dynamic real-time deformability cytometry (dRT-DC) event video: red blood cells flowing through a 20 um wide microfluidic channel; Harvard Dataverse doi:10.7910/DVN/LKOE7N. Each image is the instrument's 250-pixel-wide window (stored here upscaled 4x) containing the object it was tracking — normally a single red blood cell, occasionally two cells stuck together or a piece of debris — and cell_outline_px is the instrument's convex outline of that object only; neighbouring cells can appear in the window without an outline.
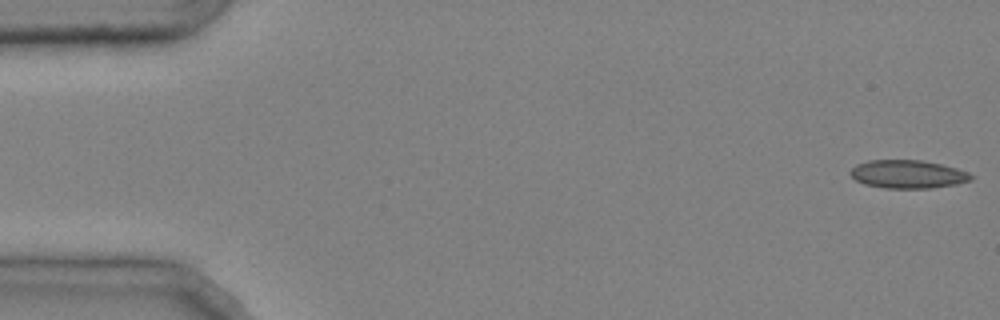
{"species": "common noctule bat (a hibernating species)", "species_latin": "Nyctalus noctula", "temperature_condition": "cold", "stored_images_in_passage": 47, "camera_frame_rate_fps": 3000, "um_per_image_px": 0.085, "animal": {"sex": "male", "body_mass_g": 20.4}, "frame": {"image": 1, "passage_image": 1, "time_ms": 0.0, "image_size_px": [1000, 320], "cell_outline_px": [[976, 176], [972, 180], [956, 184], [932, 188], [884, 188], [864, 184], [856, 180], [848, 172], [856, 164], [868, 160], [920, 160], [940, 164], [956, 168], [968, 172]], "centroid_in_image_um": [77.17, 14.81], "position_along_channel_um": 7.8, "area_um2": 19.94}}
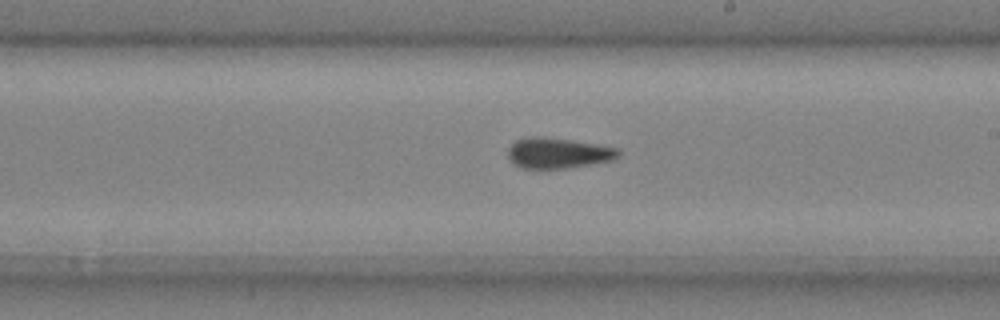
{"frame": {"image": 2, "passage_image": 28, "time_ms": 9.0, "image_size_px": [1000, 320], "cell_outline_px": [[620, 156], [616, 160], [568, 168], [520, 168], [512, 164], [508, 156], [508, 148], [516, 140], [532, 136], [536, 136], [572, 140], [620, 148]], "centroid_in_image_um": [47.47, 13.02], "position_along_channel_um": 241.5, "area_um2": 19.88}}
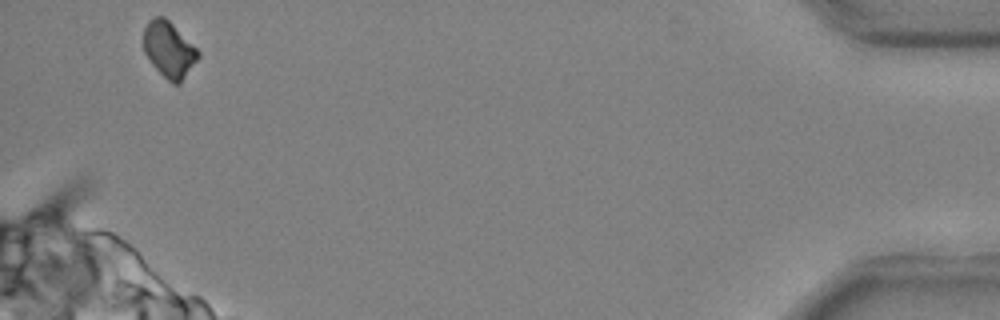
{"frame": {"image": 3, "passage_image": 46, "time_ms": 15.0, "image_size_px": [1000, 320], "cell_outline_px": [[200, 56], [180, 84], [172, 84], [152, 64], [144, 52], [144, 28], [148, 20], [156, 16], [164, 16], [200, 52]], "centroid_in_image_um": [14.36, 4.22], "position_along_channel_um": 420.8, "area_um2": 17.51}}